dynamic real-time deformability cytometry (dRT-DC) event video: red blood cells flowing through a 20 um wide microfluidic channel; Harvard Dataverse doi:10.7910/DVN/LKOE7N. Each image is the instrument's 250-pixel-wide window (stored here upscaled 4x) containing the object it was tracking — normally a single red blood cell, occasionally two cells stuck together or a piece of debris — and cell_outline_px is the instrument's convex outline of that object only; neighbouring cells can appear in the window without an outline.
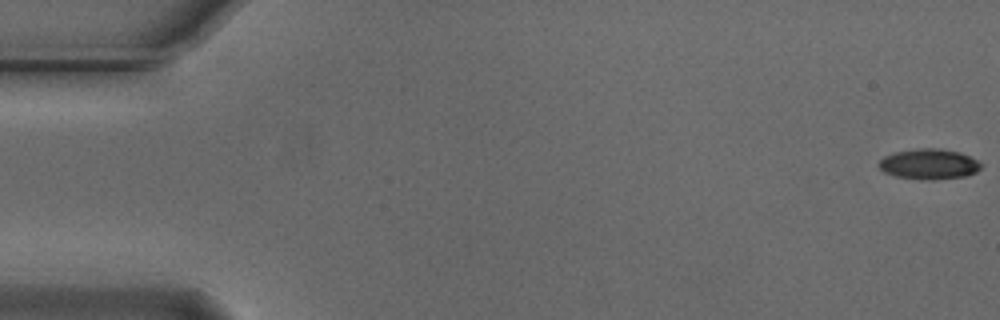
{"species": "Egyptian fruit bat (a non-hibernating species)", "species_latin": "Rousettus aegyptiacus", "temperature_condition": "cold", "stored_images_in_passage": 44, "camera_frame_rate_fps": 3000, "um_per_image_px": 0.085, "animal": {"sex": "male"}, "frame": {"image": 1, "passage_image": 1, "time_ms": 0.0, "image_size_px": [1000, 320], "cell_outline_px": [[984, 164], [976, 172], [964, 176], [932, 180], [896, 176], [884, 172], [876, 164], [884, 156], [896, 152], [916, 148], [940, 148], [960, 152]], "centroid_in_image_um": [78.96, 13.93], "position_along_channel_um": 6.0, "area_um2": 18.03}}
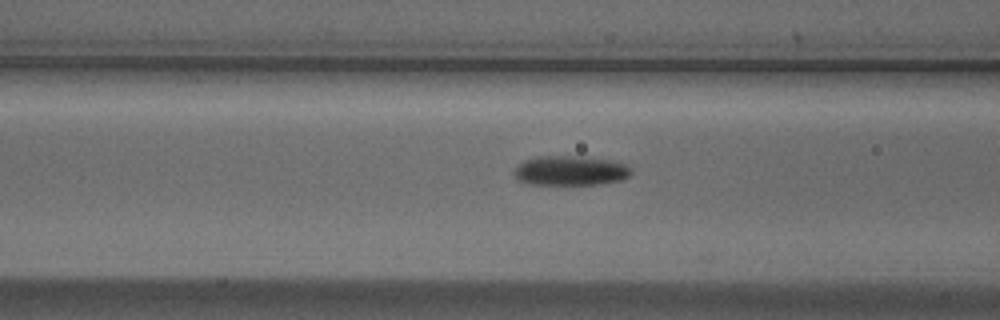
{"frame": {"image": 2, "passage_image": 22, "time_ms": 7.0, "image_size_px": [1000, 320], "cell_outline_px": [[632, 172], [624, 180], [600, 184], [528, 184], [516, 180], [512, 172], [516, 164], [524, 160], [536, 156], [580, 156], [608, 160], [624, 164], [632, 168]], "centroid_in_image_um": [48.42, 14.5], "position_along_channel_um": 118.2, "area_um2": 20.52}}
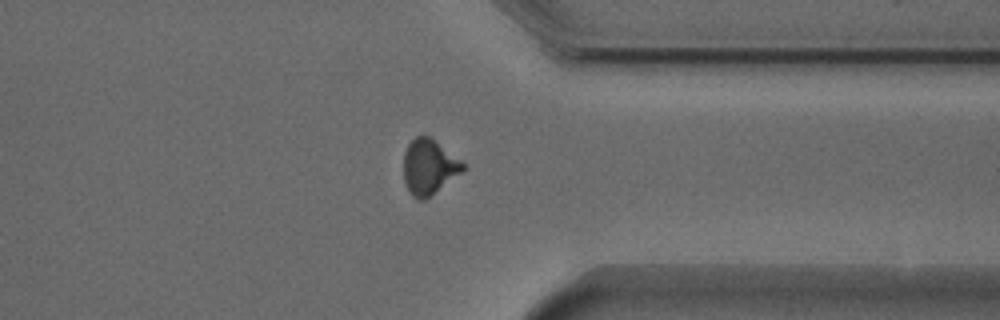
{"frame": {"image": 3, "passage_image": 43, "time_ms": 14.0, "image_size_px": [1000, 320], "cell_outline_px": [[464, 168], [460, 172], [424, 200], [420, 200], [412, 196], [404, 180], [404, 152], [408, 144], [416, 136], [428, 136], [460, 160], [464, 164]], "centroid_in_image_um": [36.41, 14.18], "position_along_channel_um": 375.0, "area_um2": 18.32}}